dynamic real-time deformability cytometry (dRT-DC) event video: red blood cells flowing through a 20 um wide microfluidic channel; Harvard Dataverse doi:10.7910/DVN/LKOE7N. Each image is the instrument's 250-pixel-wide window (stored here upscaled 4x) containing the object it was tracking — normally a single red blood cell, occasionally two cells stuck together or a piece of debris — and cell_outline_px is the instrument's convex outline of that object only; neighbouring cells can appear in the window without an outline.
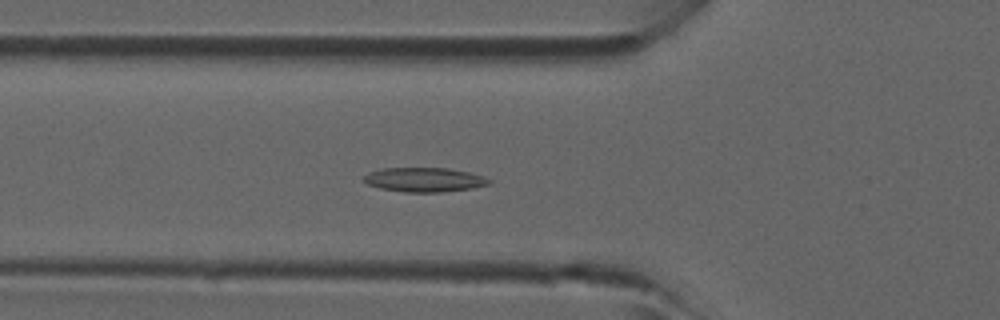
{"species": "common noctule bat (a hibernating species)", "species_latin": "Nyctalus noctula", "temperature_condition": "room temperature", "stored_images_in_passage": 41, "camera_frame_rate_fps": 3000, "um_per_image_px": 0.085, "animal": {"sex": "male", "forearm_length_mm": 52.5}, "frame": {"image": 1, "passage_image": 11, "time_ms": 3.333, "image_size_px": [1000, 320], "cell_outline_px": [[492, 180], [488, 184], [472, 188], [440, 192], [404, 192], [380, 188], [368, 184], [364, 180], [364, 176], [368, 172], [380, 168], [448, 168], [472, 172], [484, 176]], "centroid_in_image_um": [36.08, 15.26], "position_along_channel_um": 89.7, "area_um2": 17.8}}
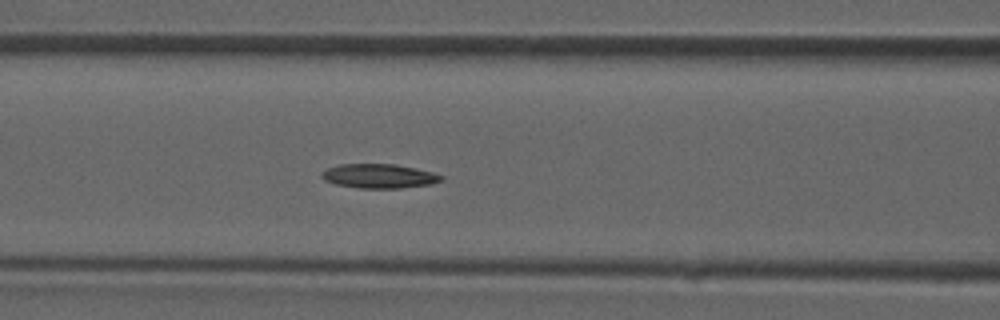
{"frame": {"image": 2, "passage_image": 14, "time_ms": 4.333, "image_size_px": [1000, 320], "cell_outline_px": [[444, 180], [432, 184], [400, 188], [360, 188], [336, 184], [324, 180], [320, 176], [320, 172], [328, 168], [340, 164], [396, 164], [416, 168], [432, 172], [444, 176]], "centroid_in_image_um": [32.23, 14.96], "position_along_channel_um": 134.4, "area_um2": 16.99}}
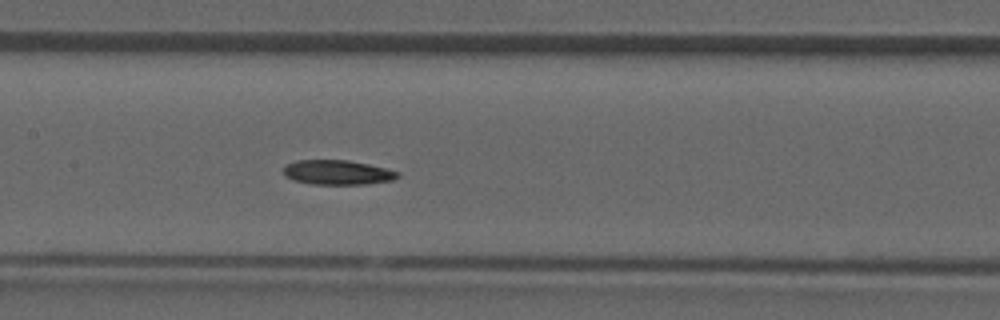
{"frame": {"image": 3, "passage_image": 17, "time_ms": 5.333, "image_size_px": [1000, 320], "cell_outline_px": [[400, 176], [392, 180], [364, 184], [312, 184], [292, 180], [284, 176], [284, 164], [296, 160], [348, 160], [368, 164], [400, 172]], "centroid_in_image_um": [28.64, 14.65], "position_along_channel_um": 178.8, "area_um2": 16.42}}